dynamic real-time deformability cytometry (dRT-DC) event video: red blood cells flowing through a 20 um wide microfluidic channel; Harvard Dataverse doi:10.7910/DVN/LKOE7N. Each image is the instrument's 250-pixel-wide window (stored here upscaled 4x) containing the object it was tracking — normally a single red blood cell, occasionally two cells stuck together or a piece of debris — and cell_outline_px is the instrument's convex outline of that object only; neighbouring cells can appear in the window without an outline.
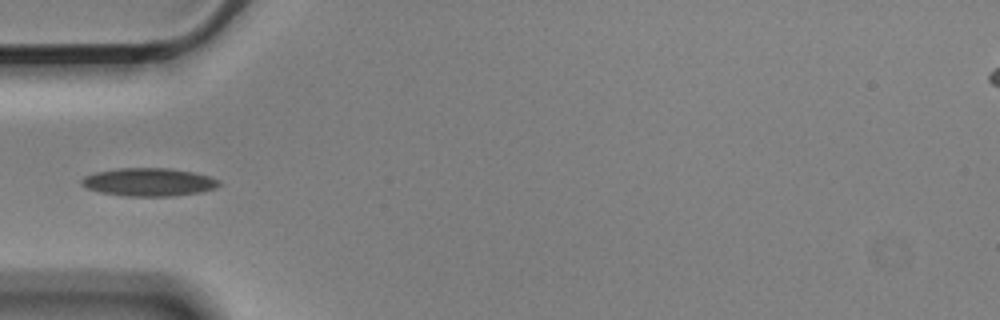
{"species": "Egyptian fruit bat (a non-hibernating species)", "species_latin": "Rousettus aegyptiacus", "temperature_condition": "cold", "stored_images_in_passage": 2, "camera_frame_rate_fps": 3000, "um_per_image_px": 0.085, "animal": {"sex": "male"}, "frame": {"image": 1, "passage_image": 2, "time_ms": 0.333, "image_size_px": [1000, 320], "cell_outline_px": [[220, 184], [216, 188], [200, 192], [172, 196], [124, 196], [100, 192], [88, 188], [80, 184], [80, 180], [84, 176], [96, 172], [120, 168], [172, 168], [192, 172], [208, 176], [220, 180]], "centroid_in_image_um": [12.64, 15.47], "position_along_channel_um": 72.4, "area_um2": 22.48}}